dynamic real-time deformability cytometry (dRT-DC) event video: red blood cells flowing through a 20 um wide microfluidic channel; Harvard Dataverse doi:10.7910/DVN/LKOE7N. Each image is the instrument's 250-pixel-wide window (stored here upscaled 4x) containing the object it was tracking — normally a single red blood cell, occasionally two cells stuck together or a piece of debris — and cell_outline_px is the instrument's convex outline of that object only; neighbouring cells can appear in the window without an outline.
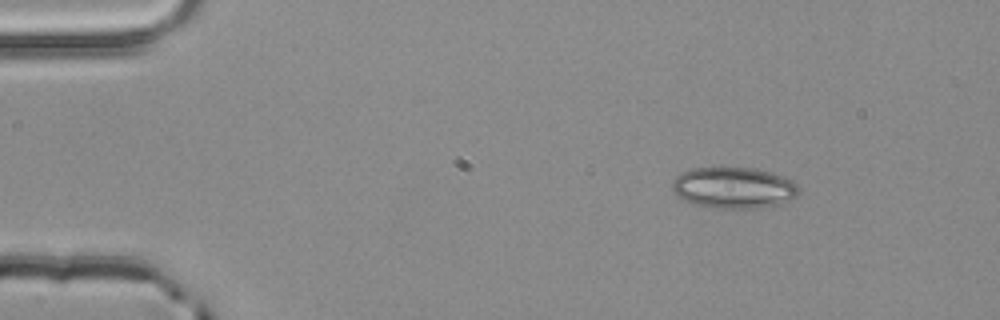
{"species": "common noctule bat (a hibernating species)", "species_latin": "Nyctalus noctula", "temperature_condition": "room temperature", "stored_images_in_passage": 3, "camera_frame_rate_fps": 3000, "um_per_image_px": 0.085, "animal": {"sex": "male", "body_mass_g": 20.4}, "frame": {"image": 1, "passage_image": 1, "time_ms": 0.0, "image_size_px": [1000, 320], "cell_outline_px": [[800, 192], [796, 196], [788, 200], [776, 204], [760, 208], [704, 208], [684, 200], [676, 196], [672, 188], [672, 180], [680, 172], [688, 168], [752, 168], [768, 172], [792, 180], [800, 188]], "centroid_in_image_um": [62.3, 15.97], "position_along_channel_um": 22.7, "area_um2": 30.52}}